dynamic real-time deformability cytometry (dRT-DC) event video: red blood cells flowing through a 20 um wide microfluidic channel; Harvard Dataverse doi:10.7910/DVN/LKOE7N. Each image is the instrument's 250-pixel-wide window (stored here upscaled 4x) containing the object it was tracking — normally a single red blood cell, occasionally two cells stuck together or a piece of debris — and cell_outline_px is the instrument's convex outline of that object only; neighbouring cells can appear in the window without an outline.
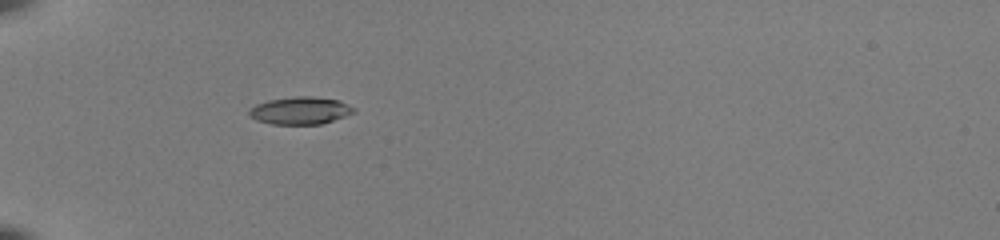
{"species": "common noctule bat (a hibernating species)", "species_latin": "Nyctalus noctula", "temperature_condition": "room temperature", "stored_images_in_passage": 35, "camera_frame_rate_fps": 3000, "um_per_image_px": 0.085, "animal": {"sex": "female", "body_mass_g": 22.0, "forearm_length_mm": 56.7}, "frame": {"image": 1, "passage_image": 1, "time_ms": 0.0, "image_size_px": [1000, 240], "cell_outline_px": [[356, 112], [320, 124], [272, 124], [256, 120], [248, 116], [248, 108], [256, 104], [268, 100], [296, 96], [312, 96], [340, 100], [356, 108]], "centroid_in_image_um": [25.5, 9.39], "position_along_channel_um": 59.5, "area_um2": 16.88}}
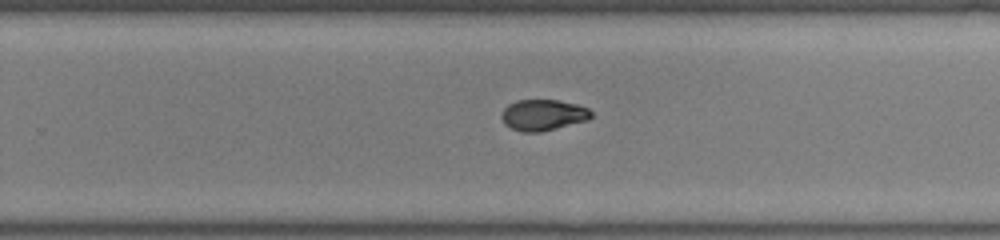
{"frame": {"image": 2, "passage_image": 19, "time_ms": 6.0, "image_size_px": [1000, 240], "cell_outline_px": [[592, 116], [588, 120], [540, 132], [524, 132], [512, 128], [504, 124], [500, 116], [504, 108], [508, 104], [516, 100], [556, 100], [576, 104], [588, 108], [592, 112]], "centroid_in_image_um": [46.15, 9.77], "position_along_channel_um": 283.7, "area_um2": 16.18}}
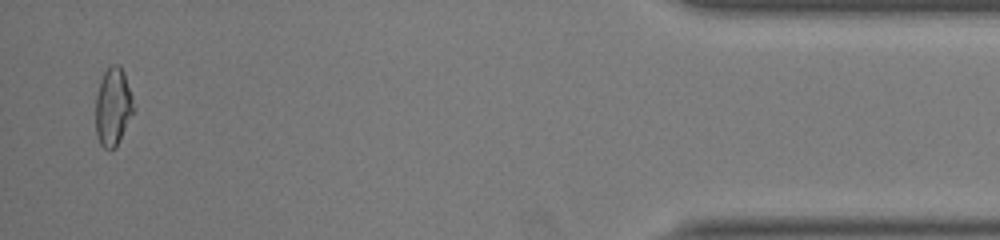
{"frame": {"image": 3, "passage_image": 34, "time_ms": 11.0, "image_size_px": [1000, 240], "cell_outline_px": [[136, 108], [116, 144], [112, 148], [104, 148], [100, 144], [96, 136], [96, 96], [100, 80], [104, 72], [112, 64], [120, 64], [124, 72]], "centroid_in_image_um": [9.61, 9.03], "position_along_channel_um": 425.6, "area_um2": 17.11}, "authors_computed_cell_mechanics": {"area_um2": 16.762, "velocity_mm_per_s": 4.0124, "shape_relaxation_time_tau1_ms": 8.0091, "shape_relaxation_time_tau2_ms": 1.3469, "deformation_change_tau1": 0.2544, "deformation_change_tau2": 0.051}}